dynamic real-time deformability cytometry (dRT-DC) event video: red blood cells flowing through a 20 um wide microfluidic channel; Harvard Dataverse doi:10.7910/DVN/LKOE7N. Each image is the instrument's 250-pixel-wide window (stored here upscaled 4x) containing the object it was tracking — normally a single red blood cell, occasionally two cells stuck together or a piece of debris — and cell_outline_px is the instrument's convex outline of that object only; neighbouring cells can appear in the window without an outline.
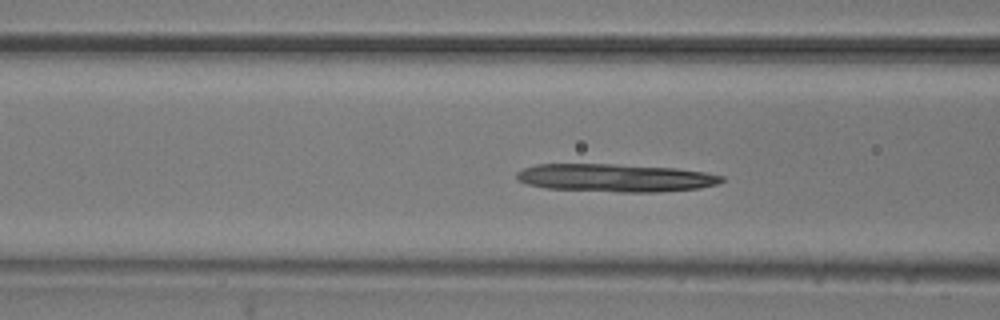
{"species": "common noctule bat (a hibernating species)", "species_latin": "Nyctalus noctula", "temperature_condition": "room temperature", "stored_images_in_passage": 37, "camera_frame_rate_fps": 3000, "um_per_image_px": 0.085, "animal": {"sex": "male", "body_mass_g": 20.5, "forearm_length_mm": 52.5}, "frame": {"image": 1, "passage_image": 5, "time_ms": 1.333, "image_size_px": [1000, 320], "cell_outline_px": [[724, 180], [716, 184], [700, 188], [656, 192], [620, 192], [544, 188], [528, 184], [516, 180], [516, 172], [524, 168], [536, 164], [612, 164], [676, 168], [704, 172], [724, 176]], "centroid_in_image_um": [52.28, 15.11], "position_along_channel_um": 114.3, "area_um2": 33.41}}
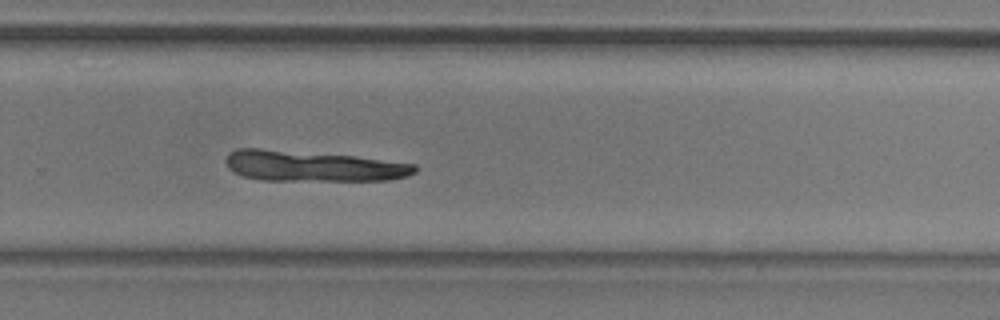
{"frame": {"image": 2, "passage_image": 20, "time_ms": 6.333, "image_size_px": [1000, 320], "cell_outline_px": [[416, 172], [408, 176], [388, 180], [260, 180], [244, 176], [228, 168], [224, 160], [228, 152], [236, 148], [260, 148], [356, 156], [416, 164]], "centroid_in_image_um": [26.56, 14.11], "position_along_channel_um": 303.2, "area_um2": 33.81}}
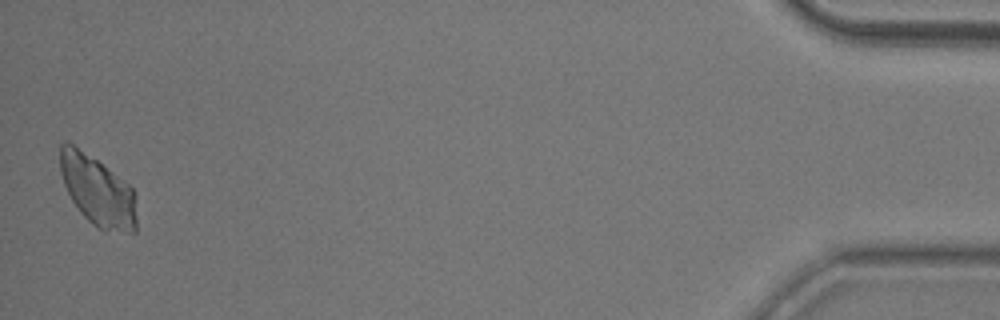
{"frame": {"image": 3, "passage_image": 37, "time_ms": 12.0, "image_size_px": [1000, 320], "cell_outline_px": [[136, 232], [132, 232], [100, 228], [92, 224], [80, 212], [72, 200], [64, 184], [60, 172], [60, 144], [64, 140], [68, 140], [96, 160], [128, 184], [132, 188], [136, 196]], "centroid_in_image_um": [8.28, 16.19], "position_along_channel_um": 426.9, "area_um2": 30.81}}